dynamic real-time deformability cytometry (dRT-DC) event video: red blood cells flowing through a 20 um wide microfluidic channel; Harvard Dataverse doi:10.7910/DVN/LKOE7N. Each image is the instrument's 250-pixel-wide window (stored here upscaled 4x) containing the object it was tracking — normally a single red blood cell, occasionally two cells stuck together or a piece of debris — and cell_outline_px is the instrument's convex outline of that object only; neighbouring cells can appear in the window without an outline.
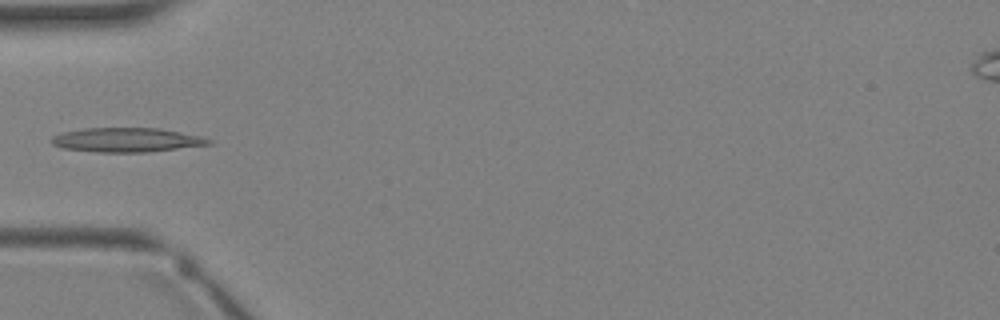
{"species": "Egyptian fruit bat (a non-hibernating species)", "species_latin": "Rousettus aegyptiacus", "temperature_condition": "warm", "stored_images_in_passage": 2, "camera_frame_rate_fps": 3000, "um_per_image_px": 0.085, "animal": {"sex": "female"}, "frame": {"image": 1, "passage_image": 2, "time_ms": 1.333, "image_size_px": [1000, 320], "cell_outline_px": [[212, 144], [148, 152], [96, 152], [60, 148], [52, 144], [52, 136], [60, 132], [84, 128], [160, 128], [204, 136], [212, 140]], "centroid_in_image_um": [10.77, 11.89], "position_along_channel_um": 74.2, "area_um2": 22.48}}